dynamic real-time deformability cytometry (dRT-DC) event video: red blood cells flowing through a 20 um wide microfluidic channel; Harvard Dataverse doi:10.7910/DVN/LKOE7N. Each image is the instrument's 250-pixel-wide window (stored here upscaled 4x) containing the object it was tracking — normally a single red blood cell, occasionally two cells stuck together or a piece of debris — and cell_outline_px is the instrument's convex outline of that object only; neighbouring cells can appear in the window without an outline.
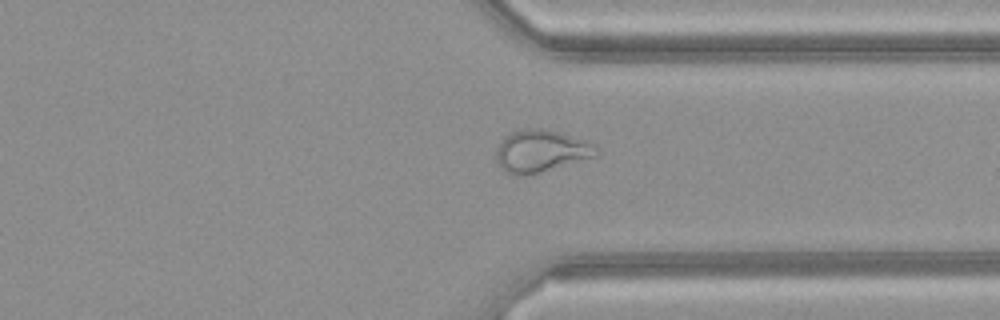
{"species": "common noctule bat (a hibernating species)", "species_latin": "Nyctalus noctula", "temperature_condition": "warm", "stored_images_in_passage": 45, "camera_frame_rate_fps": 3000, "um_per_image_px": 0.085, "animal": {"sex": "female", "body_mass_g": 21.9}, "frame": {"image": 1, "passage_image": 33, "time_ms": 10.667, "image_size_px": [1000, 320], "cell_outline_px": [[600, 152], [596, 156], [540, 172], [520, 176], [516, 176], [504, 172], [496, 160], [496, 148], [504, 136], [512, 132], [528, 128], [540, 128], [560, 132], [584, 140], [592, 144]], "centroid_in_image_um": [45.94, 12.84], "position_along_channel_um": 365.5, "area_um2": 24.51}}
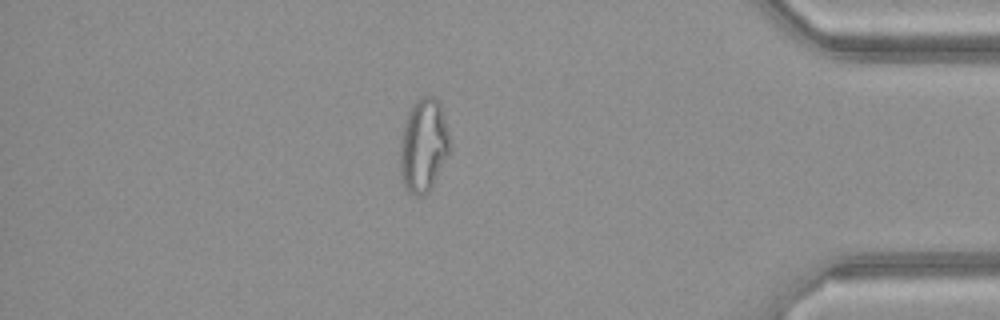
{"frame": {"image": 2, "passage_image": 38, "time_ms": 12.333, "image_size_px": [1000, 320], "cell_outline_px": [[452, 148], [428, 192], [424, 196], [416, 196], [408, 192], [404, 188], [400, 172], [400, 140], [404, 124], [408, 112], [412, 104], [420, 96], [432, 96], [440, 100], [452, 140]], "centroid_in_image_um": [36.02, 12.33], "position_along_channel_um": 399.2, "area_um2": 27.8}, "authors_computed_cell_mechanics": {"area_um2": 26.3568, "velocity_mm_per_s": 4.2202, "shape_relaxation_time_tau1_ms": null, "shape_relaxation_time_tau2_ms": 1.6946, "deformation_change_tau1": null, "deformation_change_tau2": 0.1003}}